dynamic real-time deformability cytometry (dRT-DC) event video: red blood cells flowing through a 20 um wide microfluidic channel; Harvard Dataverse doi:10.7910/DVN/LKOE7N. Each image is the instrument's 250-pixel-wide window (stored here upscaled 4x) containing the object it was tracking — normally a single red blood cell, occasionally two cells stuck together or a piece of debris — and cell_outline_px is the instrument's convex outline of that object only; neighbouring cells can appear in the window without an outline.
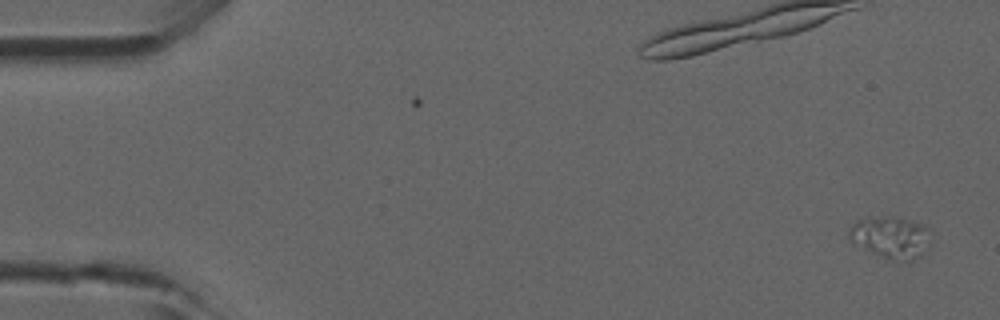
{"species": "common noctule bat (a hibernating species)", "species_latin": "Nyctalus noctula", "temperature_condition": "room temperature", "stored_images_in_passage": 2, "camera_frame_rate_fps": 3000, "um_per_image_px": 0.085, "animal": {"sex": "male", "forearm_length_mm": 52.5}, "frame": {"image": 1, "passage_image": 2, "time_ms": 0.333, "image_size_px": [1000, 320], "cell_outline_px": [[928, 228], [920, 256], [912, 260], [892, 260], [852, 240], [848, 236], [848, 232], [852, 224], [856, 220], [884, 216], [892, 216], [908, 220], [920, 224]], "centroid_in_image_um": [75.65, 20.12], "position_along_channel_um": 9.3, "area_um2": 18.5}}